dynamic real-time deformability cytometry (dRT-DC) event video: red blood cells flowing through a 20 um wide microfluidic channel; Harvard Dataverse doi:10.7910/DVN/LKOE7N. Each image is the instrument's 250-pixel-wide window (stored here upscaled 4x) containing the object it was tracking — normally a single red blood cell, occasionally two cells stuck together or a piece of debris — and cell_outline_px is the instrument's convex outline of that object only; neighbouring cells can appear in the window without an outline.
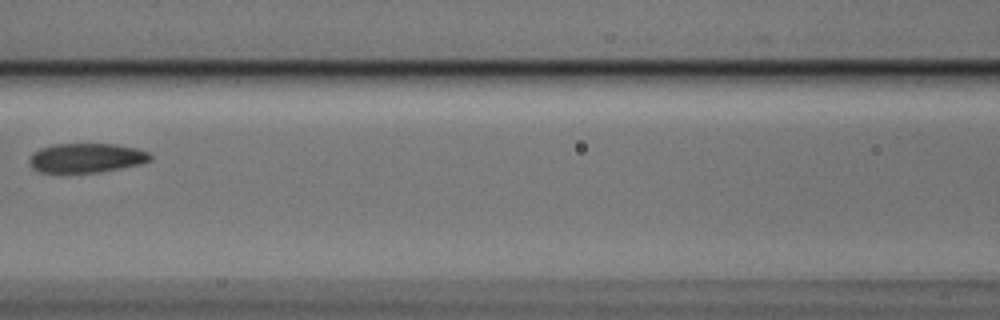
{"species": "Egyptian fruit bat (a non-hibernating species)", "species_latin": "Rousettus aegyptiacus", "temperature_condition": "cold", "stored_images_in_passage": 4, "camera_frame_rate_fps": 3000, "um_per_image_px": 0.085, "animal": {"sex": "male"}, "frame": {"image": 1, "passage_image": 3, "time_ms": 0.667, "image_size_px": [1000, 320], "cell_outline_px": [[152, 160], [140, 164], [100, 172], [40, 172], [32, 168], [28, 160], [32, 152], [40, 148], [52, 144], [116, 144], [136, 148], [148, 152], [152, 156]], "centroid_in_image_um": [7.32, 13.41], "position_along_channel_um": 159.3, "area_um2": 20.75}}
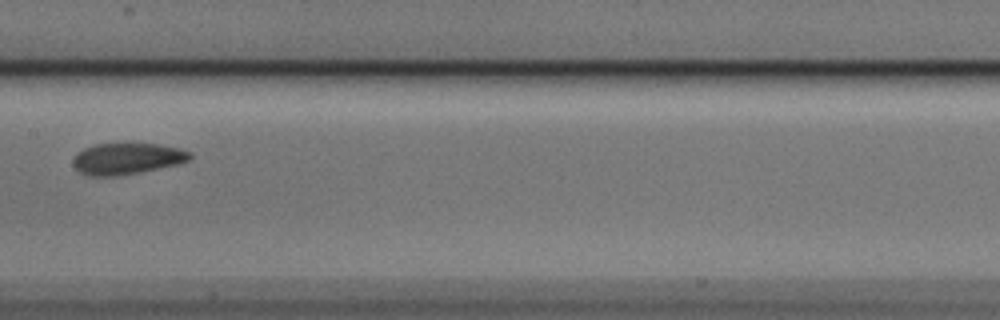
{"frame": {"image": 2, "passage_image": 4, "time_ms": 1.0, "image_size_px": [1000, 320], "cell_outline_px": [[192, 156], [188, 160], [176, 164], [140, 172], [116, 176], [88, 176], [80, 172], [72, 164], [72, 160], [76, 152], [84, 148], [96, 144], [156, 144], [176, 148], [192, 152]], "centroid_in_image_um": [10.73, 13.49], "position_along_channel_um": 196.7, "area_um2": 21.15}}